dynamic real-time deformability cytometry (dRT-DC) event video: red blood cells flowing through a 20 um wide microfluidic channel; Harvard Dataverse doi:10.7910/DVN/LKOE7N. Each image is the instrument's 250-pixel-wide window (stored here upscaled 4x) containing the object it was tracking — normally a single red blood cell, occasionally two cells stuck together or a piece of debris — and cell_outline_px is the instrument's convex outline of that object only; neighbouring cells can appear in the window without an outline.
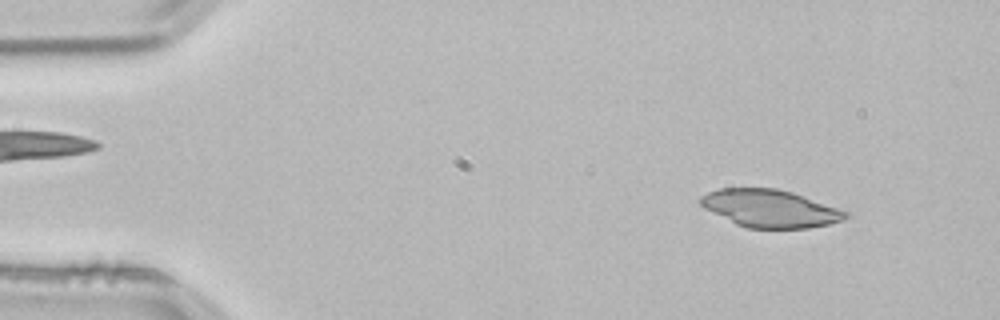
{"species": "common noctule bat (a hibernating species)", "species_latin": "Nyctalus noctula", "temperature_condition": "room temperature", "stored_images_in_passage": 51, "camera_frame_rate_fps": 3000, "um_per_image_px": 0.085, "animal": {"sex": "male", "body_mass_g": 21.5, "forearm_length_mm": 52.0}, "frame": {"image": 1, "passage_image": 5, "time_ms": 1.333, "image_size_px": [1000, 320], "cell_outline_px": [[848, 216], [844, 220], [828, 224], [808, 228], [748, 228], [736, 224], [704, 208], [700, 204], [700, 196], [708, 192], [720, 188], [776, 188], [792, 192], [804, 196], [848, 212]], "centroid_in_image_um": [65.44, 17.72], "position_along_channel_um": 19.6, "area_um2": 31.56}}